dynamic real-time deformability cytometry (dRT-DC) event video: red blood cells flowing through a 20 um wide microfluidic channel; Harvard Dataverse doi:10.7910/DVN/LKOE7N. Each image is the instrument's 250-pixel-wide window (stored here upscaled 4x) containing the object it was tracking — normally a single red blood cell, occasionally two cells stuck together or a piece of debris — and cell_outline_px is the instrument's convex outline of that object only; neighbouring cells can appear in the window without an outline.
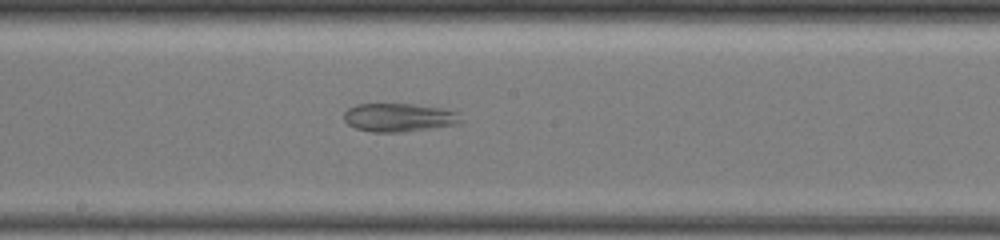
{"species": "common noctule bat (a hibernating species)", "species_latin": "Nyctalus noctula", "temperature_condition": "warm", "stored_images_in_passage": 53, "segment_of_instrument_passage": [2, 2], "camera_frame_rate_fps": 3000, "um_per_image_px": 0.085, "animal": {"sex": "female", "body_mass_g": 19.5, "forearm_length_mm": 54.1}, "frame": {"image": 1, "passage_image": 28, "time_ms": 9.0, "image_size_px": [1000, 240], "cell_outline_px": [[460, 124], [404, 132], [372, 132], [356, 128], [348, 124], [344, 120], [344, 112], [348, 108], [356, 104], [412, 104], [440, 108], [456, 112], [460, 120]], "centroid_in_image_um": [33.87, 9.99], "position_along_channel_um": 214.3, "area_um2": 19.25}}
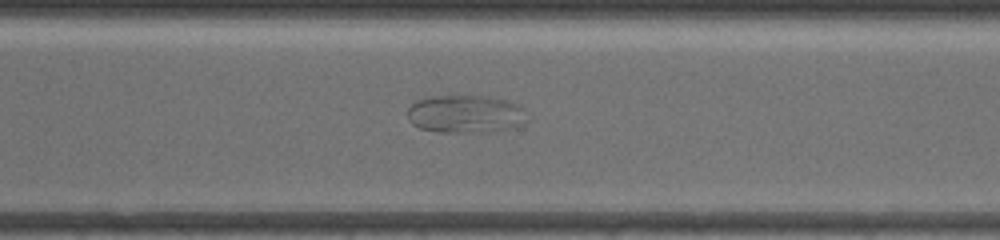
{"frame": {"image": 2, "passage_image": 38, "time_ms": 12.333, "image_size_px": [1000, 240], "cell_outline_px": [[528, 120], [524, 124], [512, 128], [476, 132], [440, 132], [420, 128], [412, 124], [408, 120], [408, 108], [416, 100], [432, 96], [488, 96], [504, 100], [516, 104], [524, 108]], "centroid_in_image_um": [39.57, 9.69], "position_along_channel_um": 331.0, "area_um2": 26.41}}
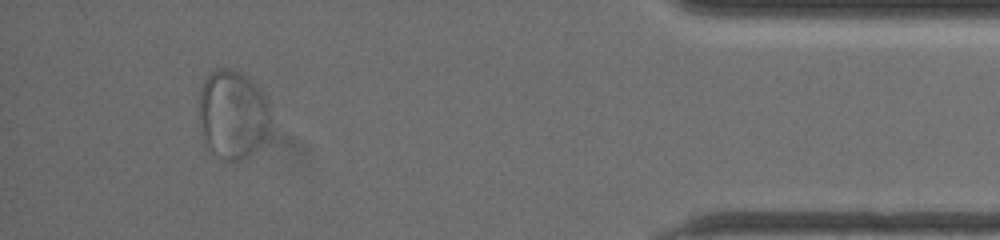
{"frame": {"image": 3, "passage_image": 49, "time_ms": 16.0, "image_size_px": [1000, 240], "cell_outline_px": [[268, 128], [264, 140], [248, 156], [240, 160], [224, 160], [204, 144], [200, 136], [200, 88], [208, 76], [216, 68], [224, 68], [240, 72], [260, 92], [268, 104]], "centroid_in_image_um": [19.72, 9.76], "position_along_channel_um": 415.5, "area_um2": 36.18}}